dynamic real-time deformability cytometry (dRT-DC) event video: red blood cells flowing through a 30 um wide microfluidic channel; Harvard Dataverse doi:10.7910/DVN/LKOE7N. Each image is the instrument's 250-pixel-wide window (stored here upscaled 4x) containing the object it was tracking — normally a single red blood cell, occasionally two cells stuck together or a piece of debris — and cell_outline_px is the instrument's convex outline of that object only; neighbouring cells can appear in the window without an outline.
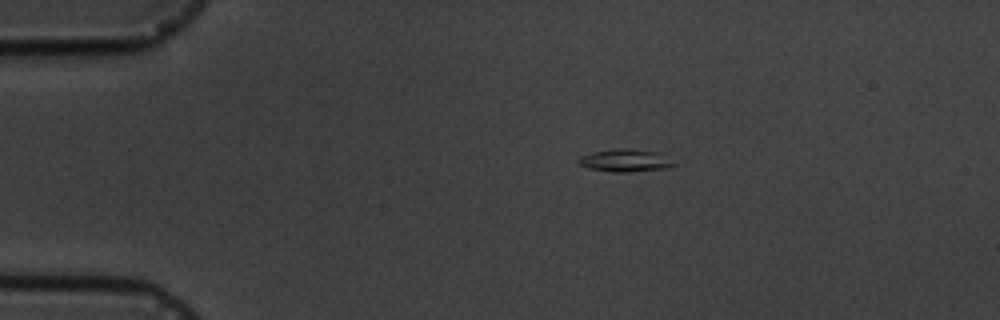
{"species": "common noctule bat (a hibernating species)", "species_latin": "Nyctalus noctula", "temperature_condition": "cold", "stored_images_in_passage": 14, "camera_frame_rate_fps": 3000, "um_per_image_px": 0.085, "animal": {"sex": "male", "body_mass_g": 19.5, "forearm_length_mm": 54.6}, "frame": {"image": 1, "passage_image": 1, "time_ms": 0.0, "image_size_px": [1000, 320], "cell_outline_px": [[676, 164], [664, 168], [628, 172], [612, 172], [588, 168], [580, 164], [576, 160], [580, 156], [592, 152], [620, 148], [628, 148], [660, 152]], "centroid_in_image_um": [53.12, 13.63], "position_along_channel_um": 31.9, "area_um2": 12.48}}
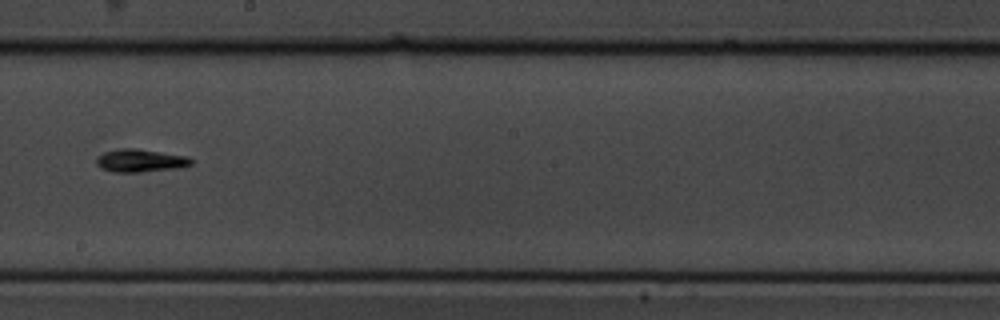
{"frame": {"image": 2, "passage_image": 7, "time_ms": 7.0, "image_size_px": [1000, 320], "cell_outline_px": [[192, 164], [176, 168], [140, 172], [116, 172], [100, 168], [96, 164], [96, 160], [104, 152], [120, 148], [136, 148], [188, 156], [192, 160]], "centroid_in_image_um": [11.92, 13.64], "position_along_channel_um": 236.3, "area_um2": 12.54}}
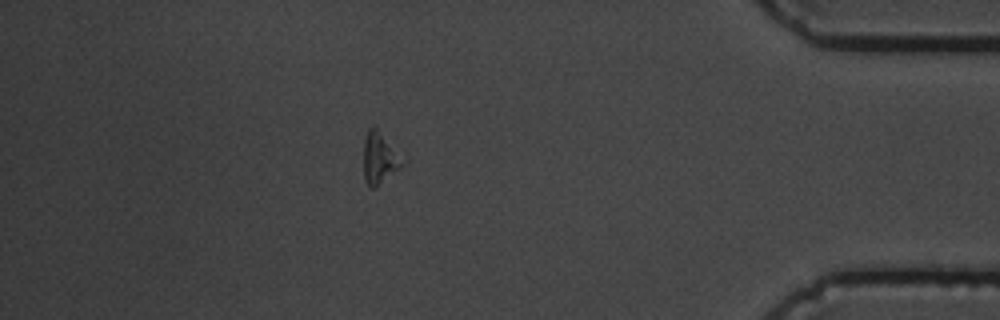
{"frame": {"image": 3, "passage_image": 12, "time_ms": 12.667, "image_size_px": [1000, 320], "cell_outline_px": [[408, 160], [404, 164], [376, 188], [368, 188], [364, 180], [364, 140], [368, 128], [376, 128]], "centroid_in_image_um": [32.3, 13.48], "position_along_channel_um": 402.9, "area_um2": 11.91}, "authors_computed_cell_mechanics": {"area_um2": 11.849, "velocity_mm_per_s": 3.6395, "shape_relaxation_time_tau1_ms": 1.4124, "shape_relaxation_time_tau2_ms": null, "deformation_change_tau1": 0.0569, "deformation_change_tau2": null}}